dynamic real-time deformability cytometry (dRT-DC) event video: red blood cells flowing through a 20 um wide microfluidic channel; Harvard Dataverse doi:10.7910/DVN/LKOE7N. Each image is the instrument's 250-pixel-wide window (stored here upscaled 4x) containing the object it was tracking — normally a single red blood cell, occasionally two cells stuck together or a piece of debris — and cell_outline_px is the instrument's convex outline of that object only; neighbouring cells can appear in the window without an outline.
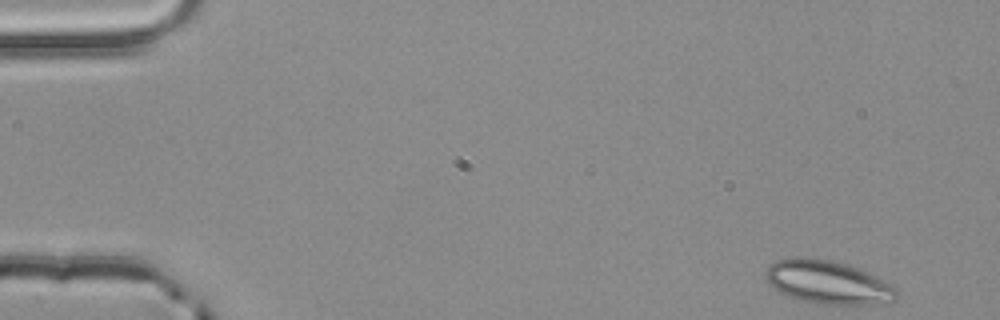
{"species": "common noctule bat (a hibernating species)", "species_latin": "Nyctalus noctula", "temperature_condition": "room temperature", "stored_images_in_passage": 52, "camera_frame_rate_fps": 3000, "um_per_image_px": 0.085, "animal": {"sex": "male", "body_mass_g": 20.4}, "frame": {"image": 1, "passage_image": 1, "time_ms": 0.0, "image_size_px": [1000, 320], "cell_outline_px": [[896, 296], [892, 300], [872, 304], [816, 304], [800, 300], [788, 296], [780, 292], [768, 284], [764, 280], [764, 272], [768, 264], [776, 260], [792, 256], [804, 256], [832, 260], [868, 272], [892, 284], [896, 288]], "centroid_in_image_um": [70.27, 23.96], "position_along_channel_um": 14.7, "area_um2": 33.35}}
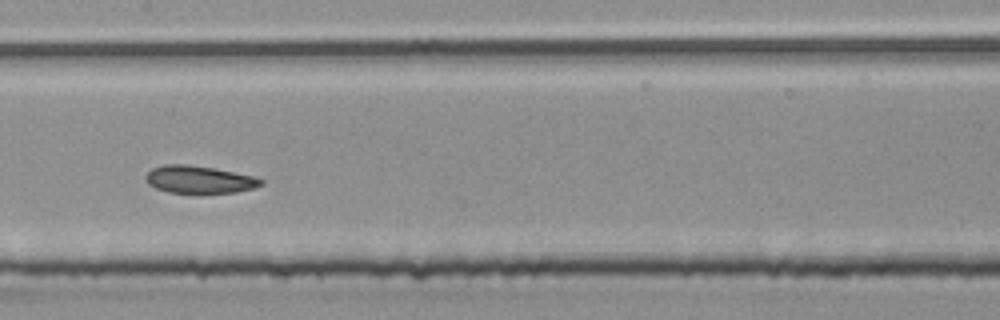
{"frame": {"image": 2, "passage_image": 25, "time_ms": 8.0, "image_size_px": [1000, 320], "cell_outline_px": [[264, 184], [256, 188], [236, 192], [168, 192], [156, 188], [148, 184], [144, 180], [144, 176], [152, 168], [164, 164], [188, 164], [212, 168], [256, 176], [264, 180]], "centroid_in_image_um": [16.94, 15.25], "position_along_channel_um": 190.5, "area_um2": 18.5}}
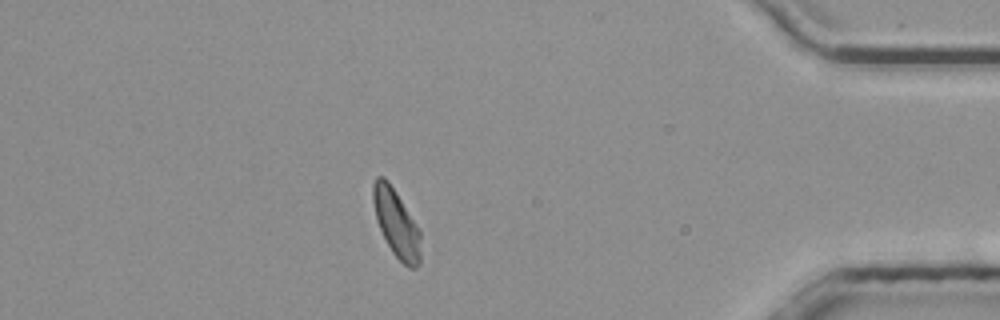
{"frame": {"image": 3, "passage_image": 45, "time_ms": 14.667, "image_size_px": [1000, 320], "cell_outline_px": [[420, 264], [416, 268], [408, 268], [392, 252], [376, 220], [372, 200], [372, 184], [376, 176], [384, 176], [388, 180], [420, 228]], "centroid_in_image_um": [33.69, 18.95], "position_along_channel_um": 401.5, "area_um2": 18.9}, "authors_computed_cell_mechanics": {"area_um2": 18.9873, "velocity_mm_per_s": 3.8271, "shape_relaxation_time_tau1_ms": null, "shape_relaxation_time_tau2_ms": 2.0516, "deformation_change_tau1": null, "deformation_change_tau2": 0.0644}}